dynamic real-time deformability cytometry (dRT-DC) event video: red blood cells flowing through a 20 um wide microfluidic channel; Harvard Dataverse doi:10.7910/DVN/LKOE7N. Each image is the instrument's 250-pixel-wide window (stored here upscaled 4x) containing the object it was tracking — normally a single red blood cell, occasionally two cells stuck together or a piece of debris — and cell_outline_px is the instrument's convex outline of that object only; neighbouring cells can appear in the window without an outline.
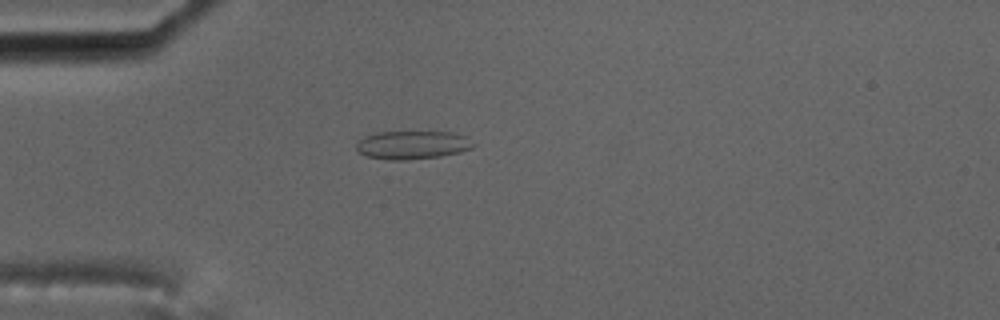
{"species": "common noctule bat (a hibernating species)", "species_latin": "Nyctalus noctula", "temperature_condition": "cold", "stored_images_in_passage": 1, "camera_frame_rate_fps": 3000, "um_per_image_px": 0.085, "animal": {"sex": "male", "body_mass_g": 17.5, "forearm_length_mm": 52.3}, "frame": {"image": 1, "passage_image": 1, "time_ms": 0.0, "image_size_px": [1000, 320], "cell_outline_px": [[476, 144], [472, 148], [460, 152], [440, 156], [404, 160], [392, 160], [368, 156], [360, 152], [356, 148], [356, 144], [364, 136], [376, 132], [452, 132], [464, 136]], "centroid_in_image_um": [35.07, 12.31], "position_along_channel_um": 49.9, "area_um2": 19.13}}